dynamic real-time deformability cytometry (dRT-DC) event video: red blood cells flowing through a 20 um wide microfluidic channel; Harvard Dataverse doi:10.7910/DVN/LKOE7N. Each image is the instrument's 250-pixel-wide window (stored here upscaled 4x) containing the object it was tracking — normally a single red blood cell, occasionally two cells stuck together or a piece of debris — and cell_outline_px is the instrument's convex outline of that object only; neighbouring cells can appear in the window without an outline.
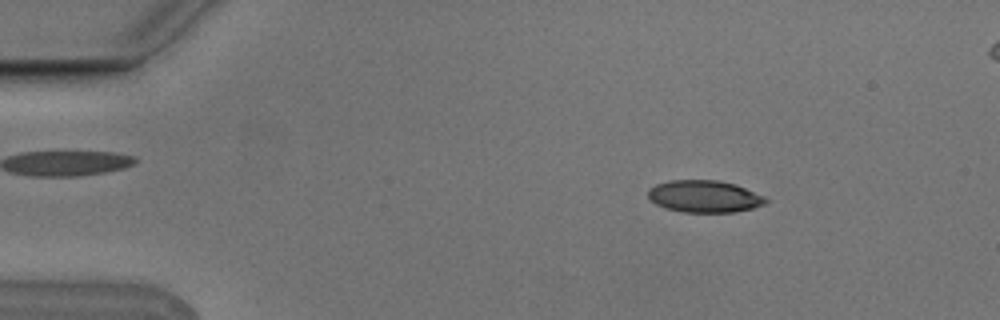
{"species": "Egyptian fruit bat (a non-hibernating species)", "species_latin": "Rousettus aegyptiacus", "temperature_condition": "cold", "stored_images_in_passage": 8, "camera_frame_rate_fps": 3000, "um_per_image_px": 0.085, "animal": {"sex": "male"}, "frame": {"image": 1, "passage_image": 2, "time_ms": 0.333, "image_size_px": [1000, 320], "cell_outline_px": [[768, 200], [764, 204], [752, 208], [732, 212], [684, 212], [668, 208], [656, 204], [648, 196], [648, 188], [656, 184], [672, 180], [716, 180], [732, 184], [744, 188], [764, 196]], "centroid_in_image_um": [59.85, 16.69], "position_along_channel_um": 25.2, "area_um2": 21.62}}
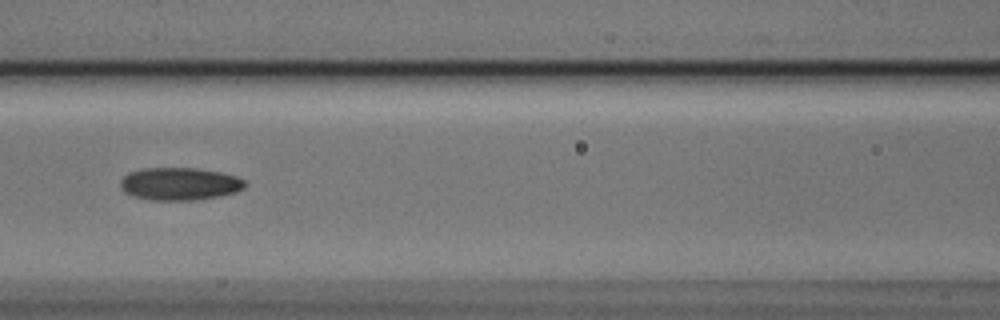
{"frame": {"image": 2, "passage_image": 6, "time_ms": 1.667, "image_size_px": [1000, 320], "cell_outline_px": [[248, 184], [244, 188], [236, 192], [220, 196], [200, 200], [152, 200], [136, 196], [124, 192], [120, 184], [120, 180], [128, 172], [144, 168], [196, 168], [220, 172], [236, 176], [244, 180]], "centroid_in_image_um": [15.3, 15.63], "position_along_channel_um": 151.3, "area_um2": 23.81}}
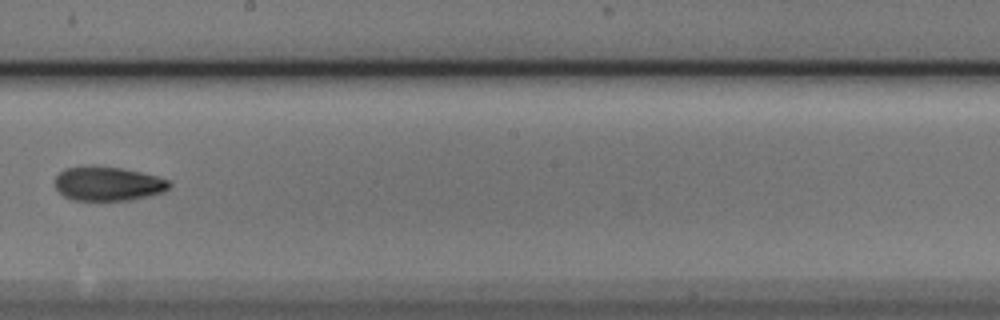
{"frame": {"image": 3, "passage_image": 8, "time_ms": 2.333, "image_size_px": [1000, 320], "cell_outline_px": [[172, 184], [164, 192], [132, 200], [72, 200], [64, 196], [56, 188], [56, 176], [60, 172], [68, 168], [120, 168], [140, 172], [156, 176], [168, 180]], "centroid_in_image_um": [9.22, 15.66], "position_along_channel_um": 239.0, "area_um2": 22.08}}